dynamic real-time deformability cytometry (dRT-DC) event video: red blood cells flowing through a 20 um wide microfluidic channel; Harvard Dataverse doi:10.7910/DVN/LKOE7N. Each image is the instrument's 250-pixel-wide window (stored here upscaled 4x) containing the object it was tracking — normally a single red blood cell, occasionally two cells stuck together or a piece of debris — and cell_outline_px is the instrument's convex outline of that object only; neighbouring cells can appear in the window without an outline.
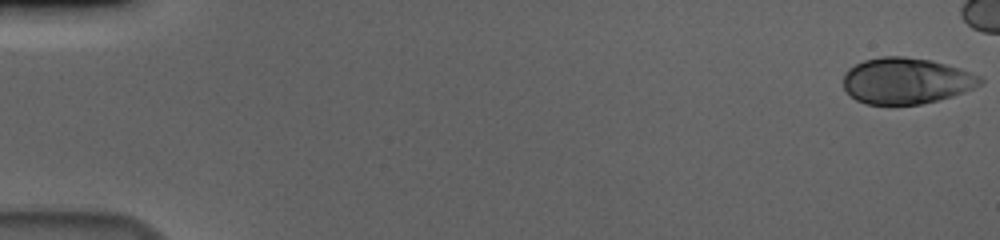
{"species": "human", "species_latin": "Homo sapiens", "temperature_condition": "cold", "stored_images_in_passage": 50, "camera_frame_rate_fps": 3000, "um_per_image_px": 0.085, "donor": {"sex": "male"}, "frame": {"image": 1, "passage_image": 1, "time_ms": 0.0, "image_size_px": [1000, 240], "cell_outline_px": [[984, 80], [980, 84], [964, 92], [952, 96], [920, 104], [868, 104], [856, 100], [844, 88], [844, 72], [848, 68], [864, 60], [880, 56], [904, 56], [932, 60], [960, 68], [980, 76]], "centroid_in_image_um": [77.02, 6.85], "position_along_channel_um": 8.0, "area_um2": 36.7}}
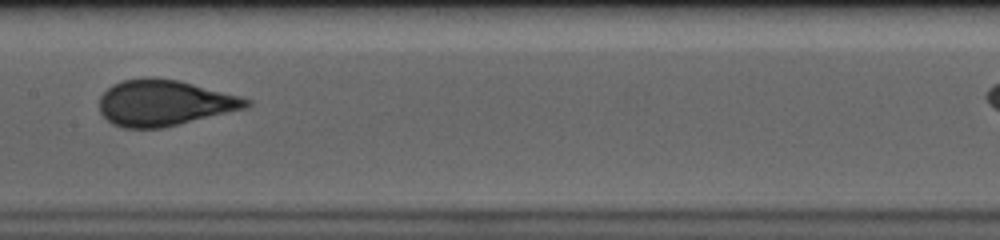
{"frame": {"image": 2, "passage_image": 30, "time_ms": 9.667, "image_size_px": [1000, 240], "cell_outline_px": [[252, 104], [248, 108], [164, 128], [124, 128], [112, 124], [100, 112], [100, 96], [112, 84], [124, 80], [144, 76], [152, 76], [176, 80], [240, 96], [252, 100]], "centroid_in_image_um": [13.97, 8.75], "position_along_channel_um": 193.4, "area_um2": 39.54}}
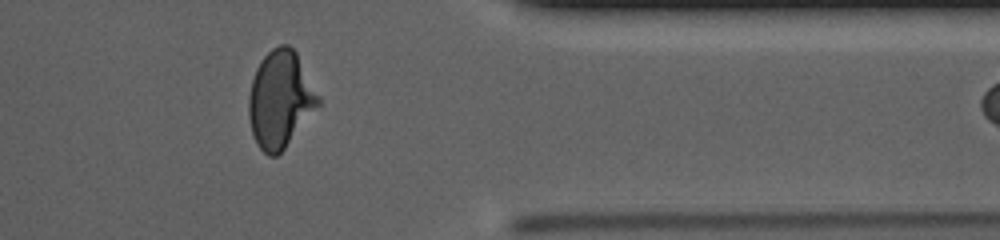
{"frame": {"image": 3, "passage_image": 47, "time_ms": 15.333, "image_size_px": [1000, 240], "cell_outline_px": [[320, 104], [284, 148], [276, 156], [268, 156], [256, 144], [252, 132], [248, 116], [248, 96], [252, 80], [256, 68], [260, 60], [272, 48], [280, 44], [288, 44], [296, 52], [320, 96]], "centroid_in_image_um": [23.8, 8.43], "position_along_channel_um": 387.6, "area_um2": 39.13}}